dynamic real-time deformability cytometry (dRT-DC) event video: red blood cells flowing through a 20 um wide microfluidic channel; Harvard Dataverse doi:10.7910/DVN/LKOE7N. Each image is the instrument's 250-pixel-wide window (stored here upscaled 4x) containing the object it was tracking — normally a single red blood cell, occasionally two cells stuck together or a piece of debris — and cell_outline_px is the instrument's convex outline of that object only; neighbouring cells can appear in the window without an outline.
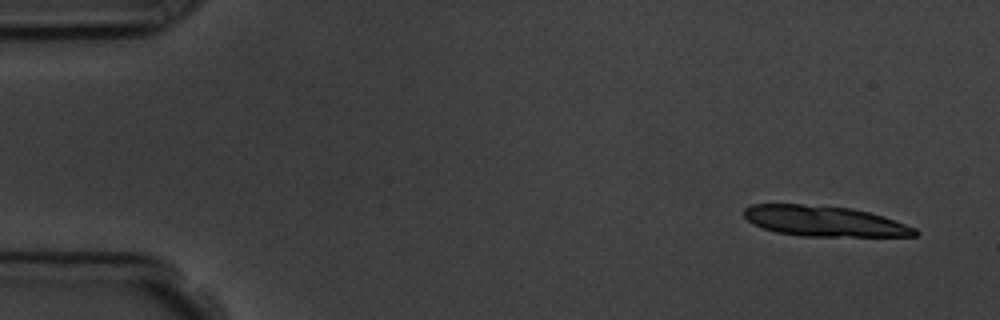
{"species": "common noctule bat (a hibernating species)", "species_latin": "Nyctalus noctula", "temperature_condition": "room temperature", "stored_images_in_passage": 8, "segment_of_instrument_passage": [1, 2], "camera_frame_rate_fps": 3000, "um_per_image_px": 0.085, "animal": {"sex": "male", "body_mass_g": 19.5, "forearm_length_mm": 54.6}, "frame": {"image": 1, "passage_image": 1, "time_ms": 0.0, "image_size_px": [1000, 320], "cell_outline_px": [[920, 232], [916, 236], [800, 236], [776, 232], [752, 224], [744, 216], [744, 208], [752, 204], [800, 204], [848, 208], [868, 212], [884, 216], [916, 228]], "centroid_in_image_um": [70.06, 18.8], "position_along_channel_um": 14.9, "area_um2": 30.23}}